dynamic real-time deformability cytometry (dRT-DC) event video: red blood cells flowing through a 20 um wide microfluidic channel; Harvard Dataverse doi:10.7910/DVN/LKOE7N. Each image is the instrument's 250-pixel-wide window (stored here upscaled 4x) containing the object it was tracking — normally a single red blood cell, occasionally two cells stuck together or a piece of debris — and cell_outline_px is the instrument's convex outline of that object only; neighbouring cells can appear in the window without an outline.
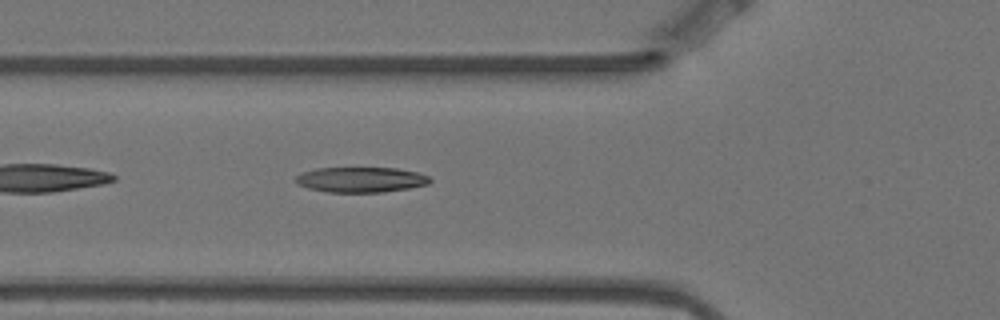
{"species": "Egyptian fruit bat (a non-hibernating species)", "species_latin": "Rousettus aegyptiacus", "temperature_condition": "warm", "stored_images_in_passage": 5, "camera_frame_rate_fps": 3000, "um_per_image_px": 0.085, "animal": {"sex": "female"}, "frame": {"image": 1, "passage_image": 5, "time_ms": 1.333, "image_size_px": [1000, 320], "cell_outline_px": [[432, 180], [428, 184], [408, 188], [384, 192], [328, 192], [308, 188], [296, 184], [296, 176], [304, 172], [316, 168], [396, 168], [420, 172], [428, 176]], "centroid_in_image_um": [30.69, 15.27], "position_along_channel_um": 95.1, "area_um2": 19.77}}